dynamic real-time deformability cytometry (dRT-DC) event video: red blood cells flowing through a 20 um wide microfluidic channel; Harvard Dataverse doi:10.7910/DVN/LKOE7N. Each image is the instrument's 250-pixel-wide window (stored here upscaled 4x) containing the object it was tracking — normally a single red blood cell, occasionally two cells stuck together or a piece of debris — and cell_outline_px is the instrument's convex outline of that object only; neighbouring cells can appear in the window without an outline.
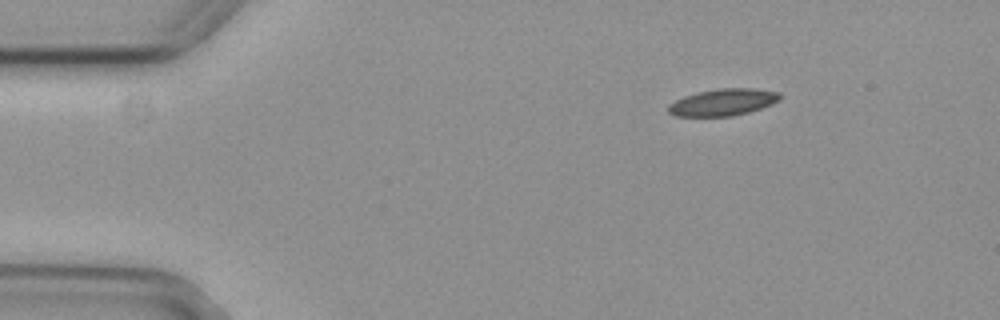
{"species": "common noctule bat (a hibernating species)", "species_latin": "Nyctalus noctula", "temperature_condition": "cold", "stored_images_in_passage": 4, "segment_of_instrument_passage": [1, 2], "camera_frame_rate_fps": 3000, "um_per_image_px": 0.085, "animal": {"sex": "female", "body_mass_g": 29.2, "forearm_length_mm": 56.3}, "frame": {"image": 1, "passage_image": 1, "time_ms": 0.0, "image_size_px": [1000, 320], "cell_outline_px": [[780, 100], [772, 104], [748, 112], [732, 116], [676, 116], [668, 112], [668, 104], [684, 96], [696, 92], [716, 88], [756, 88], [780, 92]], "centroid_in_image_um": [61.45, 8.68], "position_along_channel_um": 23.5, "area_um2": 17.57}}